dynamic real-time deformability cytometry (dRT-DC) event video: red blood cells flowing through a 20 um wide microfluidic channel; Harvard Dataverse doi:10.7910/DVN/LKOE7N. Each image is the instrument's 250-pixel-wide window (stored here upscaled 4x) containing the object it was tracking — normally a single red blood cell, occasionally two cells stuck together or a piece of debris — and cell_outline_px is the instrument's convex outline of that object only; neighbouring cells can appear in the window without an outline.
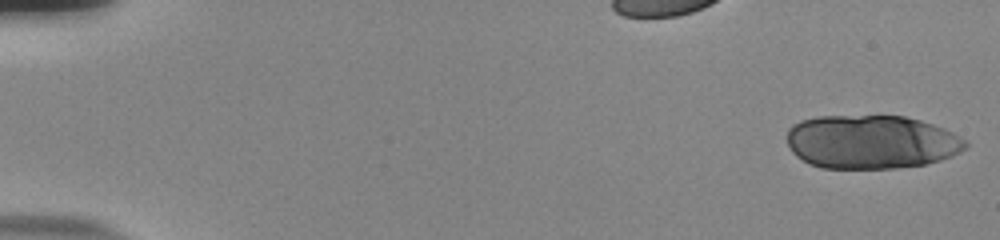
{"species": "human", "species_latin": "Homo sapiens", "temperature_condition": "room temperature", "stored_images_in_passage": 20, "camera_frame_rate_fps": 3000, "um_per_image_px": 0.085, "donor": {"sex": "male"}, "frame": {"image": 1, "passage_image": 1, "time_ms": 0.0, "image_size_px": [1000, 240], "cell_outline_px": [[968, 148], [952, 156], [940, 160], [924, 164], [896, 168], [820, 168], [808, 164], [796, 156], [792, 152], [788, 144], [788, 128], [792, 124], [800, 120], [816, 116], [904, 116], [920, 120], [944, 128], [968, 140]], "centroid_in_image_um": [74.06, 12.06], "position_along_channel_um": 10.9, "area_um2": 56.36}}
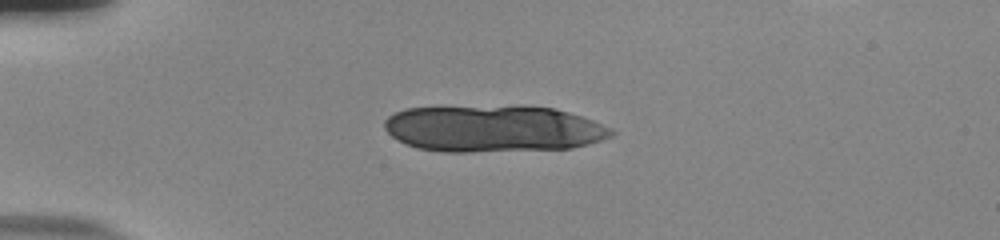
{"frame": {"image": 2, "passage_image": 14, "time_ms": 4.333, "image_size_px": [1000, 240], "cell_outline_px": [[616, 132], [612, 136], [588, 144], [572, 148], [472, 152], [440, 152], [416, 148], [404, 144], [396, 140], [384, 128], [384, 120], [388, 116], [404, 108], [520, 104], [524, 104], [552, 108], [568, 112], [592, 120], [612, 128]], "centroid_in_image_um": [41.89, 10.92], "position_along_channel_um": 43.1, "area_um2": 62.89}}